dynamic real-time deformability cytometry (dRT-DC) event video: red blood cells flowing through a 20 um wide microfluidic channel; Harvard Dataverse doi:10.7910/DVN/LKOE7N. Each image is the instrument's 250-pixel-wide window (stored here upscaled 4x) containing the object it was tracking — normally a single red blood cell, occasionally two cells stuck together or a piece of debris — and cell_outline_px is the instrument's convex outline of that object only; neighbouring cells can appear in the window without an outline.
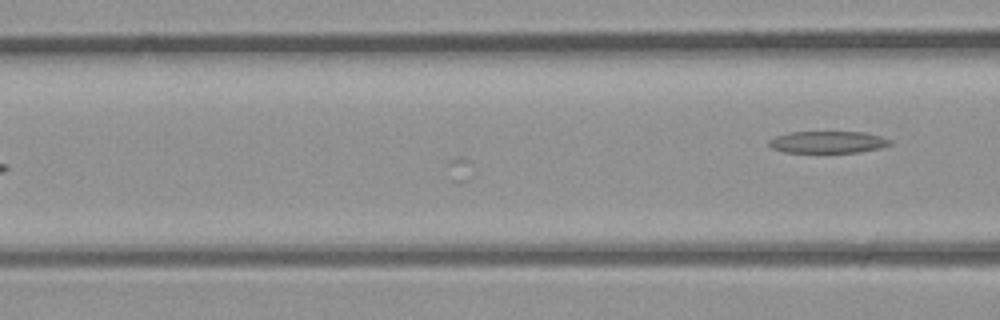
{"species": "common noctule bat (a hibernating species)", "species_latin": "Nyctalus noctula", "temperature_condition": "room temperature", "stored_images_in_passage": 7, "camera_frame_rate_fps": 3000, "um_per_image_px": 0.085, "animal": {"sex": "male", "body_mass_g": 23.1, "forearm_length_mm": 52.7}, "frame": {"image": 1, "passage_image": 7, "time_ms": 2.0, "image_size_px": [1000, 320], "cell_outline_px": [[892, 144], [880, 148], [860, 152], [784, 152], [772, 148], [768, 144], [768, 140], [776, 136], [788, 132], [864, 132], [880, 136], [892, 140]], "centroid_in_image_um": [70.37, 12.07], "position_along_channel_um": 96.2, "area_um2": 15.49}}